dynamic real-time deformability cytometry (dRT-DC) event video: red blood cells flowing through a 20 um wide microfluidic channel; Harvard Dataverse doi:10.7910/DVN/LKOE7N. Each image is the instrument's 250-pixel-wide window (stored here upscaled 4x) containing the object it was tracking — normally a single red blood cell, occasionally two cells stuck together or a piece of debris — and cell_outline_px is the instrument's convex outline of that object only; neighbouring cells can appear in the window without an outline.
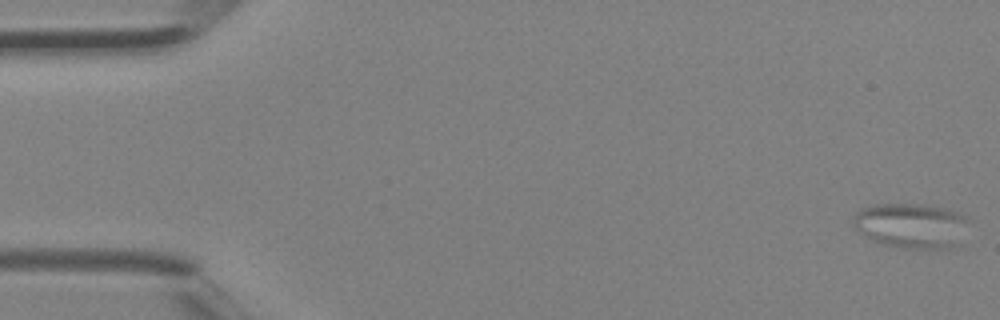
{"species": "Egyptian fruit bat (a non-hibernating species)", "species_latin": "Rousettus aegyptiacus", "temperature_condition": "room temperature", "stored_images_in_passage": 42, "segment_of_instrument_passage": [1, 2], "camera_frame_rate_fps": 3000, "um_per_image_px": 0.085, "animal": {"sex": "female"}, "frame": {"image": 1, "passage_image": 1, "time_ms": 0.0, "image_size_px": [1000, 320], "cell_outline_px": [[968, 220], [960, 244], [948, 248], [904, 248], [880, 244], [872, 240], [856, 228], [852, 224], [852, 220], [856, 212], [860, 208], [876, 204], [920, 204], [948, 208], [964, 216]], "centroid_in_image_um": [77.44, 19.17], "position_along_channel_um": 7.6, "area_um2": 30.35}}
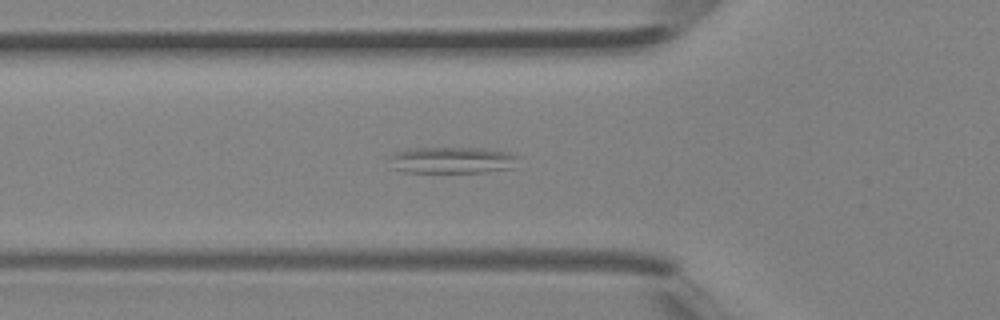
{"frame": {"image": 2, "passage_image": 15, "time_ms": 4.667, "image_size_px": [1000, 320], "cell_outline_px": [[520, 156], [512, 168], [484, 172], [404, 172], [392, 168], [388, 156], [392, 152], [408, 148], [484, 148], [508, 152]], "centroid_in_image_um": [38.38, 13.6], "position_along_channel_um": 87.4, "area_um2": 20.17}}
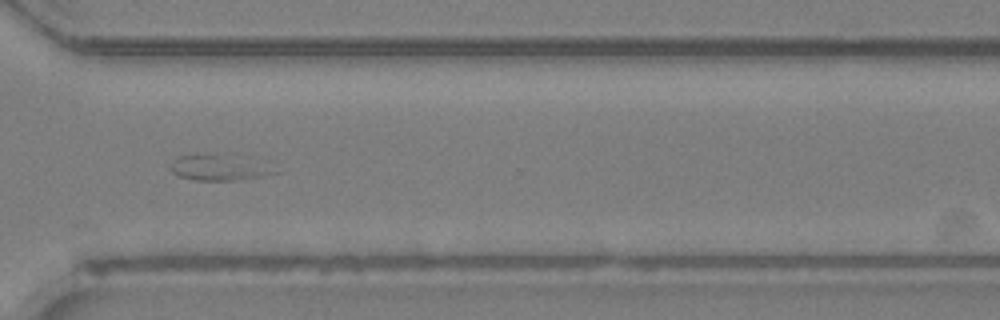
{"frame": {"image": 3, "passage_image": 31, "time_ms": 10.0, "image_size_px": [1000, 320], "cell_outline_px": [[280, 172], [264, 176], [240, 180], [196, 180], [180, 176], [172, 172], [168, 168], [180, 156], [216, 156]], "centroid_in_image_um": [18.37, 14.35], "position_along_channel_um": 352.2, "area_um2": 13.29}}